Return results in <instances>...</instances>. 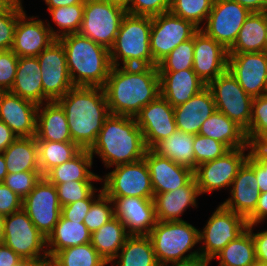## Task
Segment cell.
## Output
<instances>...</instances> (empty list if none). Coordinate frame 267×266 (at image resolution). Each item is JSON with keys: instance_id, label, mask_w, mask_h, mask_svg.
<instances>
[{"instance_id": "1", "label": "cell", "mask_w": 267, "mask_h": 266, "mask_svg": "<svg viewBox=\"0 0 267 266\" xmlns=\"http://www.w3.org/2000/svg\"><path fill=\"white\" fill-rule=\"evenodd\" d=\"M110 113L135 117L160 95L157 66H112L103 87Z\"/></svg>"}, {"instance_id": "2", "label": "cell", "mask_w": 267, "mask_h": 266, "mask_svg": "<svg viewBox=\"0 0 267 266\" xmlns=\"http://www.w3.org/2000/svg\"><path fill=\"white\" fill-rule=\"evenodd\" d=\"M57 102L64 109L72 142L90 149L111 115L102 87L74 86Z\"/></svg>"}, {"instance_id": "3", "label": "cell", "mask_w": 267, "mask_h": 266, "mask_svg": "<svg viewBox=\"0 0 267 266\" xmlns=\"http://www.w3.org/2000/svg\"><path fill=\"white\" fill-rule=\"evenodd\" d=\"M147 149L135 117L111 114L89 151L92 157L97 154L107 169L140 161Z\"/></svg>"}, {"instance_id": "4", "label": "cell", "mask_w": 267, "mask_h": 266, "mask_svg": "<svg viewBox=\"0 0 267 266\" xmlns=\"http://www.w3.org/2000/svg\"><path fill=\"white\" fill-rule=\"evenodd\" d=\"M58 40L65 49L73 85L103 88L112 67L109 49L79 33Z\"/></svg>"}, {"instance_id": "5", "label": "cell", "mask_w": 267, "mask_h": 266, "mask_svg": "<svg viewBox=\"0 0 267 266\" xmlns=\"http://www.w3.org/2000/svg\"><path fill=\"white\" fill-rule=\"evenodd\" d=\"M152 17L126 14L113 46L109 49L112 66H157L150 49Z\"/></svg>"}, {"instance_id": "6", "label": "cell", "mask_w": 267, "mask_h": 266, "mask_svg": "<svg viewBox=\"0 0 267 266\" xmlns=\"http://www.w3.org/2000/svg\"><path fill=\"white\" fill-rule=\"evenodd\" d=\"M199 231L187 221H157L149 233L160 266L201 257L190 250L200 243ZM190 252L188 255L186 253ZM185 255V256H184Z\"/></svg>"}, {"instance_id": "7", "label": "cell", "mask_w": 267, "mask_h": 266, "mask_svg": "<svg viewBox=\"0 0 267 266\" xmlns=\"http://www.w3.org/2000/svg\"><path fill=\"white\" fill-rule=\"evenodd\" d=\"M127 11L105 0H86L79 34L110 49Z\"/></svg>"}, {"instance_id": "8", "label": "cell", "mask_w": 267, "mask_h": 266, "mask_svg": "<svg viewBox=\"0 0 267 266\" xmlns=\"http://www.w3.org/2000/svg\"><path fill=\"white\" fill-rule=\"evenodd\" d=\"M247 220L237 213L224 208L221 204L207 221L203 231H199L198 249L205 260L212 261L216 255L231 241L247 229Z\"/></svg>"}, {"instance_id": "9", "label": "cell", "mask_w": 267, "mask_h": 266, "mask_svg": "<svg viewBox=\"0 0 267 266\" xmlns=\"http://www.w3.org/2000/svg\"><path fill=\"white\" fill-rule=\"evenodd\" d=\"M207 87L213 94L216 110L246 131L250 124L253 97L243 90L228 70L212 80Z\"/></svg>"}, {"instance_id": "10", "label": "cell", "mask_w": 267, "mask_h": 266, "mask_svg": "<svg viewBox=\"0 0 267 266\" xmlns=\"http://www.w3.org/2000/svg\"><path fill=\"white\" fill-rule=\"evenodd\" d=\"M102 181L103 192L108 197H154L149 168L144 158L115 166L113 171L101 177Z\"/></svg>"}, {"instance_id": "11", "label": "cell", "mask_w": 267, "mask_h": 266, "mask_svg": "<svg viewBox=\"0 0 267 266\" xmlns=\"http://www.w3.org/2000/svg\"><path fill=\"white\" fill-rule=\"evenodd\" d=\"M3 244L23 260H36L48 255L46 238L23 209L5 216Z\"/></svg>"}, {"instance_id": "12", "label": "cell", "mask_w": 267, "mask_h": 266, "mask_svg": "<svg viewBox=\"0 0 267 266\" xmlns=\"http://www.w3.org/2000/svg\"><path fill=\"white\" fill-rule=\"evenodd\" d=\"M250 13L247 8L236 1L214 0L207 20L203 22L200 30L228 50L234 44Z\"/></svg>"}, {"instance_id": "13", "label": "cell", "mask_w": 267, "mask_h": 266, "mask_svg": "<svg viewBox=\"0 0 267 266\" xmlns=\"http://www.w3.org/2000/svg\"><path fill=\"white\" fill-rule=\"evenodd\" d=\"M37 58L42 71L43 103L57 101L74 87L67 67L65 49L56 39Z\"/></svg>"}, {"instance_id": "14", "label": "cell", "mask_w": 267, "mask_h": 266, "mask_svg": "<svg viewBox=\"0 0 267 266\" xmlns=\"http://www.w3.org/2000/svg\"><path fill=\"white\" fill-rule=\"evenodd\" d=\"M199 30L191 21L173 15L170 11L152 17L150 49L158 64L180 43L187 41Z\"/></svg>"}, {"instance_id": "15", "label": "cell", "mask_w": 267, "mask_h": 266, "mask_svg": "<svg viewBox=\"0 0 267 266\" xmlns=\"http://www.w3.org/2000/svg\"><path fill=\"white\" fill-rule=\"evenodd\" d=\"M22 209L34 226L47 238L61 216L56 186L42 177L22 201Z\"/></svg>"}, {"instance_id": "16", "label": "cell", "mask_w": 267, "mask_h": 266, "mask_svg": "<svg viewBox=\"0 0 267 266\" xmlns=\"http://www.w3.org/2000/svg\"><path fill=\"white\" fill-rule=\"evenodd\" d=\"M248 149L249 147L232 149L222 157L199 164L194 170V178L200 194H210L223 187L231 188L239 168L249 155Z\"/></svg>"}, {"instance_id": "17", "label": "cell", "mask_w": 267, "mask_h": 266, "mask_svg": "<svg viewBox=\"0 0 267 266\" xmlns=\"http://www.w3.org/2000/svg\"><path fill=\"white\" fill-rule=\"evenodd\" d=\"M227 70L251 97L264 95L267 82V53H228Z\"/></svg>"}, {"instance_id": "18", "label": "cell", "mask_w": 267, "mask_h": 266, "mask_svg": "<svg viewBox=\"0 0 267 266\" xmlns=\"http://www.w3.org/2000/svg\"><path fill=\"white\" fill-rule=\"evenodd\" d=\"M135 119L148 149H152L177 129L174 107L161 95L144 106Z\"/></svg>"}, {"instance_id": "19", "label": "cell", "mask_w": 267, "mask_h": 266, "mask_svg": "<svg viewBox=\"0 0 267 266\" xmlns=\"http://www.w3.org/2000/svg\"><path fill=\"white\" fill-rule=\"evenodd\" d=\"M114 204V216L126 227L129 235H149L157 223L153 199L139 197H109Z\"/></svg>"}, {"instance_id": "20", "label": "cell", "mask_w": 267, "mask_h": 266, "mask_svg": "<svg viewBox=\"0 0 267 266\" xmlns=\"http://www.w3.org/2000/svg\"><path fill=\"white\" fill-rule=\"evenodd\" d=\"M228 50L202 30L194 34L193 71L207 85L227 71Z\"/></svg>"}, {"instance_id": "21", "label": "cell", "mask_w": 267, "mask_h": 266, "mask_svg": "<svg viewBox=\"0 0 267 266\" xmlns=\"http://www.w3.org/2000/svg\"><path fill=\"white\" fill-rule=\"evenodd\" d=\"M38 105L10 91L0 92V120L18 137L36 135Z\"/></svg>"}, {"instance_id": "22", "label": "cell", "mask_w": 267, "mask_h": 266, "mask_svg": "<svg viewBox=\"0 0 267 266\" xmlns=\"http://www.w3.org/2000/svg\"><path fill=\"white\" fill-rule=\"evenodd\" d=\"M35 19L34 16H27L25 11L18 17L11 48L18 57H37L56 40L47 23Z\"/></svg>"}, {"instance_id": "23", "label": "cell", "mask_w": 267, "mask_h": 266, "mask_svg": "<svg viewBox=\"0 0 267 266\" xmlns=\"http://www.w3.org/2000/svg\"><path fill=\"white\" fill-rule=\"evenodd\" d=\"M144 159L149 168L154 194L183 187L194 177L192 169L162 157L152 149H147Z\"/></svg>"}, {"instance_id": "24", "label": "cell", "mask_w": 267, "mask_h": 266, "mask_svg": "<svg viewBox=\"0 0 267 266\" xmlns=\"http://www.w3.org/2000/svg\"><path fill=\"white\" fill-rule=\"evenodd\" d=\"M231 197L221 205L247 219L254 211L260 196L254 169L245 161L231 184Z\"/></svg>"}, {"instance_id": "25", "label": "cell", "mask_w": 267, "mask_h": 266, "mask_svg": "<svg viewBox=\"0 0 267 266\" xmlns=\"http://www.w3.org/2000/svg\"><path fill=\"white\" fill-rule=\"evenodd\" d=\"M160 95L173 107L187 102L207 87L193 69L159 71Z\"/></svg>"}, {"instance_id": "26", "label": "cell", "mask_w": 267, "mask_h": 266, "mask_svg": "<svg viewBox=\"0 0 267 266\" xmlns=\"http://www.w3.org/2000/svg\"><path fill=\"white\" fill-rule=\"evenodd\" d=\"M200 191L193 177L185 186L173 191L154 194L153 202L157 221H183L180 216L190 206L197 207Z\"/></svg>"}, {"instance_id": "27", "label": "cell", "mask_w": 267, "mask_h": 266, "mask_svg": "<svg viewBox=\"0 0 267 266\" xmlns=\"http://www.w3.org/2000/svg\"><path fill=\"white\" fill-rule=\"evenodd\" d=\"M215 111L213 94L206 87L187 102L174 107L176 127L182 132L196 135L203 122Z\"/></svg>"}, {"instance_id": "28", "label": "cell", "mask_w": 267, "mask_h": 266, "mask_svg": "<svg viewBox=\"0 0 267 266\" xmlns=\"http://www.w3.org/2000/svg\"><path fill=\"white\" fill-rule=\"evenodd\" d=\"M36 141H72L64 109L57 101L38 105Z\"/></svg>"}, {"instance_id": "29", "label": "cell", "mask_w": 267, "mask_h": 266, "mask_svg": "<svg viewBox=\"0 0 267 266\" xmlns=\"http://www.w3.org/2000/svg\"><path fill=\"white\" fill-rule=\"evenodd\" d=\"M41 72L37 57H19L15 81L10 92L37 105L43 104Z\"/></svg>"}, {"instance_id": "30", "label": "cell", "mask_w": 267, "mask_h": 266, "mask_svg": "<svg viewBox=\"0 0 267 266\" xmlns=\"http://www.w3.org/2000/svg\"><path fill=\"white\" fill-rule=\"evenodd\" d=\"M198 134L217 140L230 150L250 147L245 131L217 110L203 122Z\"/></svg>"}, {"instance_id": "31", "label": "cell", "mask_w": 267, "mask_h": 266, "mask_svg": "<svg viewBox=\"0 0 267 266\" xmlns=\"http://www.w3.org/2000/svg\"><path fill=\"white\" fill-rule=\"evenodd\" d=\"M267 36V12H251L228 53L264 52Z\"/></svg>"}, {"instance_id": "32", "label": "cell", "mask_w": 267, "mask_h": 266, "mask_svg": "<svg viewBox=\"0 0 267 266\" xmlns=\"http://www.w3.org/2000/svg\"><path fill=\"white\" fill-rule=\"evenodd\" d=\"M7 173L40 171L38 145L34 137H17L2 152Z\"/></svg>"}, {"instance_id": "33", "label": "cell", "mask_w": 267, "mask_h": 266, "mask_svg": "<svg viewBox=\"0 0 267 266\" xmlns=\"http://www.w3.org/2000/svg\"><path fill=\"white\" fill-rule=\"evenodd\" d=\"M92 165L93 157L89 149H82L71 160L54 167L44 177L55 186L71 181H101L100 176L89 170Z\"/></svg>"}, {"instance_id": "34", "label": "cell", "mask_w": 267, "mask_h": 266, "mask_svg": "<svg viewBox=\"0 0 267 266\" xmlns=\"http://www.w3.org/2000/svg\"><path fill=\"white\" fill-rule=\"evenodd\" d=\"M90 242L91 233L84 223L67 220L61 215L55 228L46 238L47 253L53 256L65 248Z\"/></svg>"}, {"instance_id": "35", "label": "cell", "mask_w": 267, "mask_h": 266, "mask_svg": "<svg viewBox=\"0 0 267 266\" xmlns=\"http://www.w3.org/2000/svg\"><path fill=\"white\" fill-rule=\"evenodd\" d=\"M129 236L124 224L117 217H114L91 234L90 243L98 254L110 264Z\"/></svg>"}, {"instance_id": "36", "label": "cell", "mask_w": 267, "mask_h": 266, "mask_svg": "<svg viewBox=\"0 0 267 266\" xmlns=\"http://www.w3.org/2000/svg\"><path fill=\"white\" fill-rule=\"evenodd\" d=\"M194 135L176 129L174 133L158 142L152 150L177 164L195 170L193 149Z\"/></svg>"}, {"instance_id": "37", "label": "cell", "mask_w": 267, "mask_h": 266, "mask_svg": "<svg viewBox=\"0 0 267 266\" xmlns=\"http://www.w3.org/2000/svg\"><path fill=\"white\" fill-rule=\"evenodd\" d=\"M118 260L117 262L115 260ZM117 266H160L148 235H130L111 262Z\"/></svg>"}, {"instance_id": "38", "label": "cell", "mask_w": 267, "mask_h": 266, "mask_svg": "<svg viewBox=\"0 0 267 266\" xmlns=\"http://www.w3.org/2000/svg\"><path fill=\"white\" fill-rule=\"evenodd\" d=\"M214 258L219 266H253L257 263L251 232L246 229L239 237L229 242Z\"/></svg>"}, {"instance_id": "39", "label": "cell", "mask_w": 267, "mask_h": 266, "mask_svg": "<svg viewBox=\"0 0 267 266\" xmlns=\"http://www.w3.org/2000/svg\"><path fill=\"white\" fill-rule=\"evenodd\" d=\"M39 168L44 177L51 169L71 160L82 149L74 142L36 141Z\"/></svg>"}, {"instance_id": "40", "label": "cell", "mask_w": 267, "mask_h": 266, "mask_svg": "<svg viewBox=\"0 0 267 266\" xmlns=\"http://www.w3.org/2000/svg\"><path fill=\"white\" fill-rule=\"evenodd\" d=\"M49 12L53 22L60 30H54L49 23L47 25L53 37L59 39L65 35L79 32L83 19L84 3L61 6L50 9Z\"/></svg>"}, {"instance_id": "41", "label": "cell", "mask_w": 267, "mask_h": 266, "mask_svg": "<svg viewBox=\"0 0 267 266\" xmlns=\"http://www.w3.org/2000/svg\"><path fill=\"white\" fill-rule=\"evenodd\" d=\"M57 266H106L108 263L91 243L72 246L53 255Z\"/></svg>"}, {"instance_id": "42", "label": "cell", "mask_w": 267, "mask_h": 266, "mask_svg": "<svg viewBox=\"0 0 267 266\" xmlns=\"http://www.w3.org/2000/svg\"><path fill=\"white\" fill-rule=\"evenodd\" d=\"M245 134L249 145H260L267 140V95L253 98L250 124Z\"/></svg>"}, {"instance_id": "43", "label": "cell", "mask_w": 267, "mask_h": 266, "mask_svg": "<svg viewBox=\"0 0 267 266\" xmlns=\"http://www.w3.org/2000/svg\"><path fill=\"white\" fill-rule=\"evenodd\" d=\"M213 3L214 0H172L170 12L184 20L191 21L200 29L202 22H206Z\"/></svg>"}, {"instance_id": "44", "label": "cell", "mask_w": 267, "mask_h": 266, "mask_svg": "<svg viewBox=\"0 0 267 266\" xmlns=\"http://www.w3.org/2000/svg\"><path fill=\"white\" fill-rule=\"evenodd\" d=\"M194 35L191 39L180 43L157 65L158 71H180L193 68Z\"/></svg>"}, {"instance_id": "45", "label": "cell", "mask_w": 267, "mask_h": 266, "mask_svg": "<svg viewBox=\"0 0 267 266\" xmlns=\"http://www.w3.org/2000/svg\"><path fill=\"white\" fill-rule=\"evenodd\" d=\"M114 217L113 201L103 192L92 203L83 223L92 234Z\"/></svg>"}, {"instance_id": "46", "label": "cell", "mask_w": 267, "mask_h": 266, "mask_svg": "<svg viewBox=\"0 0 267 266\" xmlns=\"http://www.w3.org/2000/svg\"><path fill=\"white\" fill-rule=\"evenodd\" d=\"M195 169L199 164L224 156L230 149L223 143L200 134L194 135Z\"/></svg>"}, {"instance_id": "47", "label": "cell", "mask_w": 267, "mask_h": 266, "mask_svg": "<svg viewBox=\"0 0 267 266\" xmlns=\"http://www.w3.org/2000/svg\"><path fill=\"white\" fill-rule=\"evenodd\" d=\"M94 181H71L56 185L61 207L86 199L95 189Z\"/></svg>"}, {"instance_id": "48", "label": "cell", "mask_w": 267, "mask_h": 266, "mask_svg": "<svg viewBox=\"0 0 267 266\" xmlns=\"http://www.w3.org/2000/svg\"><path fill=\"white\" fill-rule=\"evenodd\" d=\"M40 171L8 173L3 183L24 199L42 178Z\"/></svg>"}, {"instance_id": "49", "label": "cell", "mask_w": 267, "mask_h": 266, "mask_svg": "<svg viewBox=\"0 0 267 266\" xmlns=\"http://www.w3.org/2000/svg\"><path fill=\"white\" fill-rule=\"evenodd\" d=\"M23 12V8L12 5L7 11L0 13V51L12 48L18 17Z\"/></svg>"}, {"instance_id": "50", "label": "cell", "mask_w": 267, "mask_h": 266, "mask_svg": "<svg viewBox=\"0 0 267 266\" xmlns=\"http://www.w3.org/2000/svg\"><path fill=\"white\" fill-rule=\"evenodd\" d=\"M246 162L255 171L260 193L267 192V152L260 145H250Z\"/></svg>"}, {"instance_id": "51", "label": "cell", "mask_w": 267, "mask_h": 266, "mask_svg": "<svg viewBox=\"0 0 267 266\" xmlns=\"http://www.w3.org/2000/svg\"><path fill=\"white\" fill-rule=\"evenodd\" d=\"M18 58L11 49L0 51V91H10L13 86Z\"/></svg>"}, {"instance_id": "52", "label": "cell", "mask_w": 267, "mask_h": 266, "mask_svg": "<svg viewBox=\"0 0 267 266\" xmlns=\"http://www.w3.org/2000/svg\"><path fill=\"white\" fill-rule=\"evenodd\" d=\"M172 0H132L128 14L154 17L170 11Z\"/></svg>"}, {"instance_id": "53", "label": "cell", "mask_w": 267, "mask_h": 266, "mask_svg": "<svg viewBox=\"0 0 267 266\" xmlns=\"http://www.w3.org/2000/svg\"><path fill=\"white\" fill-rule=\"evenodd\" d=\"M99 190L98 195L95 196V193ZM103 193L102 189H95L86 199H81L71 204L65 205L61 209V215L67 220L79 221L83 223L87 212L89 211L92 203Z\"/></svg>"}, {"instance_id": "54", "label": "cell", "mask_w": 267, "mask_h": 266, "mask_svg": "<svg viewBox=\"0 0 267 266\" xmlns=\"http://www.w3.org/2000/svg\"><path fill=\"white\" fill-rule=\"evenodd\" d=\"M23 199L4 183H0V214L8 216L22 209Z\"/></svg>"}, {"instance_id": "55", "label": "cell", "mask_w": 267, "mask_h": 266, "mask_svg": "<svg viewBox=\"0 0 267 266\" xmlns=\"http://www.w3.org/2000/svg\"><path fill=\"white\" fill-rule=\"evenodd\" d=\"M247 229L251 232L253 237L256 261L260 264L267 265V230L254 233V224L248 225Z\"/></svg>"}, {"instance_id": "56", "label": "cell", "mask_w": 267, "mask_h": 266, "mask_svg": "<svg viewBox=\"0 0 267 266\" xmlns=\"http://www.w3.org/2000/svg\"><path fill=\"white\" fill-rule=\"evenodd\" d=\"M267 218V192L260 193L255 211L246 219L248 225L256 226Z\"/></svg>"}, {"instance_id": "57", "label": "cell", "mask_w": 267, "mask_h": 266, "mask_svg": "<svg viewBox=\"0 0 267 266\" xmlns=\"http://www.w3.org/2000/svg\"><path fill=\"white\" fill-rule=\"evenodd\" d=\"M23 259L5 244H0V266H17Z\"/></svg>"}, {"instance_id": "58", "label": "cell", "mask_w": 267, "mask_h": 266, "mask_svg": "<svg viewBox=\"0 0 267 266\" xmlns=\"http://www.w3.org/2000/svg\"><path fill=\"white\" fill-rule=\"evenodd\" d=\"M18 136L9 126L0 120V153H2Z\"/></svg>"}, {"instance_id": "59", "label": "cell", "mask_w": 267, "mask_h": 266, "mask_svg": "<svg viewBox=\"0 0 267 266\" xmlns=\"http://www.w3.org/2000/svg\"><path fill=\"white\" fill-rule=\"evenodd\" d=\"M250 12H267V0H233Z\"/></svg>"}, {"instance_id": "60", "label": "cell", "mask_w": 267, "mask_h": 266, "mask_svg": "<svg viewBox=\"0 0 267 266\" xmlns=\"http://www.w3.org/2000/svg\"><path fill=\"white\" fill-rule=\"evenodd\" d=\"M210 262L211 261L199 257L187 261L171 263V265L166 264L162 266H208Z\"/></svg>"}, {"instance_id": "61", "label": "cell", "mask_w": 267, "mask_h": 266, "mask_svg": "<svg viewBox=\"0 0 267 266\" xmlns=\"http://www.w3.org/2000/svg\"><path fill=\"white\" fill-rule=\"evenodd\" d=\"M48 6V11L50 9H55L61 6H70L78 3H85L86 0H44Z\"/></svg>"}, {"instance_id": "62", "label": "cell", "mask_w": 267, "mask_h": 266, "mask_svg": "<svg viewBox=\"0 0 267 266\" xmlns=\"http://www.w3.org/2000/svg\"><path fill=\"white\" fill-rule=\"evenodd\" d=\"M28 266H57V263L53 256L47 255L36 260H28Z\"/></svg>"}, {"instance_id": "63", "label": "cell", "mask_w": 267, "mask_h": 266, "mask_svg": "<svg viewBox=\"0 0 267 266\" xmlns=\"http://www.w3.org/2000/svg\"><path fill=\"white\" fill-rule=\"evenodd\" d=\"M7 174L8 173H7L5 158H4L3 154L0 153V183H3Z\"/></svg>"}, {"instance_id": "64", "label": "cell", "mask_w": 267, "mask_h": 266, "mask_svg": "<svg viewBox=\"0 0 267 266\" xmlns=\"http://www.w3.org/2000/svg\"><path fill=\"white\" fill-rule=\"evenodd\" d=\"M106 2H109L111 4L120 6L127 10L130 7L131 1L132 0H105Z\"/></svg>"}, {"instance_id": "65", "label": "cell", "mask_w": 267, "mask_h": 266, "mask_svg": "<svg viewBox=\"0 0 267 266\" xmlns=\"http://www.w3.org/2000/svg\"><path fill=\"white\" fill-rule=\"evenodd\" d=\"M5 216L0 214V244L4 241Z\"/></svg>"}, {"instance_id": "66", "label": "cell", "mask_w": 267, "mask_h": 266, "mask_svg": "<svg viewBox=\"0 0 267 266\" xmlns=\"http://www.w3.org/2000/svg\"><path fill=\"white\" fill-rule=\"evenodd\" d=\"M11 6L10 0H0V13L7 11Z\"/></svg>"}, {"instance_id": "67", "label": "cell", "mask_w": 267, "mask_h": 266, "mask_svg": "<svg viewBox=\"0 0 267 266\" xmlns=\"http://www.w3.org/2000/svg\"><path fill=\"white\" fill-rule=\"evenodd\" d=\"M14 6L19 7V8H23L22 7V0H14Z\"/></svg>"}, {"instance_id": "68", "label": "cell", "mask_w": 267, "mask_h": 266, "mask_svg": "<svg viewBox=\"0 0 267 266\" xmlns=\"http://www.w3.org/2000/svg\"><path fill=\"white\" fill-rule=\"evenodd\" d=\"M260 146L267 152V140L261 143Z\"/></svg>"}, {"instance_id": "69", "label": "cell", "mask_w": 267, "mask_h": 266, "mask_svg": "<svg viewBox=\"0 0 267 266\" xmlns=\"http://www.w3.org/2000/svg\"><path fill=\"white\" fill-rule=\"evenodd\" d=\"M17 266H28V260H23L19 265Z\"/></svg>"}, {"instance_id": "70", "label": "cell", "mask_w": 267, "mask_h": 266, "mask_svg": "<svg viewBox=\"0 0 267 266\" xmlns=\"http://www.w3.org/2000/svg\"><path fill=\"white\" fill-rule=\"evenodd\" d=\"M264 52L267 53V36H266V42H265V46H264Z\"/></svg>"}, {"instance_id": "71", "label": "cell", "mask_w": 267, "mask_h": 266, "mask_svg": "<svg viewBox=\"0 0 267 266\" xmlns=\"http://www.w3.org/2000/svg\"><path fill=\"white\" fill-rule=\"evenodd\" d=\"M253 266H267V265H265V264H260V263H256L255 265H253Z\"/></svg>"}, {"instance_id": "72", "label": "cell", "mask_w": 267, "mask_h": 266, "mask_svg": "<svg viewBox=\"0 0 267 266\" xmlns=\"http://www.w3.org/2000/svg\"><path fill=\"white\" fill-rule=\"evenodd\" d=\"M264 95H267V82H266V87H265V93Z\"/></svg>"}, {"instance_id": "73", "label": "cell", "mask_w": 267, "mask_h": 266, "mask_svg": "<svg viewBox=\"0 0 267 266\" xmlns=\"http://www.w3.org/2000/svg\"><path fill=\"white\" fill-rule=\"evenodd\" d=\"M11 4L14 6V0H10Z\"/></svg>"}]
</instances>
